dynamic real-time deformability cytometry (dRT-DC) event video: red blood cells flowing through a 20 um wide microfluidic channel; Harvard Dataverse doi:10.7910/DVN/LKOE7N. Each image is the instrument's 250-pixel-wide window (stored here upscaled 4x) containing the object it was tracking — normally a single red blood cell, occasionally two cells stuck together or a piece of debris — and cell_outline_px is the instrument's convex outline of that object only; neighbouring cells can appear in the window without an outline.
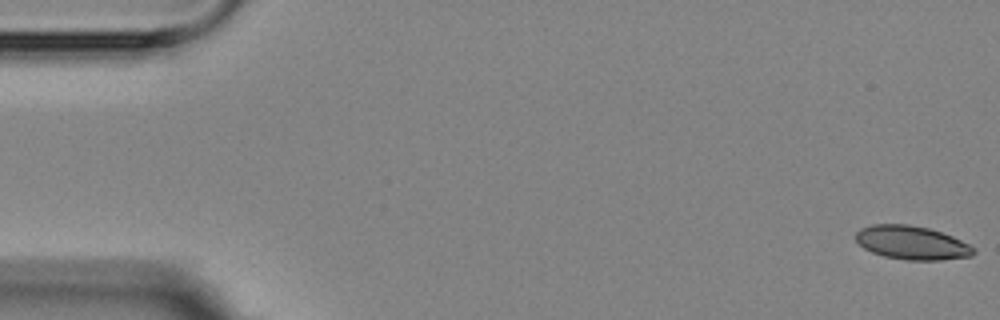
{"species": "Egyptian fruit bat (a non-hibernating species)", "species_latin": "Rousettus aegyptiacus", "temperature_condition": "room temperature", "stored_images_in_passage": 5, "camera_frame_rate_fps": 3000, "um_per_image_px": 0.085, "animal": {"sex": "female"}, "frame": {"image": 1, "passage_image": 1, "time_ms": 0.0, "image_size_px": [1000, 320], "cell_outline_px": [[976, 252], [972, 256], [940, 260], [908, 260], [884, 256], [872, 252], [864, 248], [856, 240], [856, 232], [860, 228], [872, 224], [908, 224], [928, 228], [952, 236], [976, 248]], "centroid_in_image_um": [77.51, 20.63], "position_along_channel_um": 7.5, "area_um2": 23.06}}